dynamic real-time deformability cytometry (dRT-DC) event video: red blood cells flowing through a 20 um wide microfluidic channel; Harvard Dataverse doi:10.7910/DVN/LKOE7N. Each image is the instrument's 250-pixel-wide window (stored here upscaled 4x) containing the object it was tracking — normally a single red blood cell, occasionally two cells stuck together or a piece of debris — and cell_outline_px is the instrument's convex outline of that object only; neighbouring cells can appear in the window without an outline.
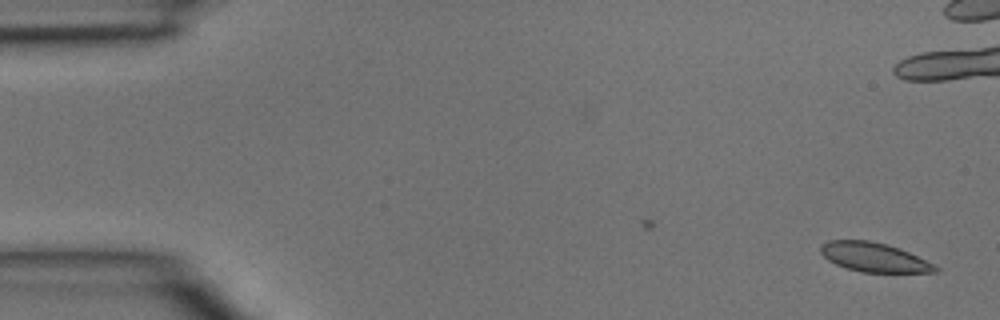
{"species": "common noctule bat (a hibernating species)", "species_latin": "Nyctalus noctula", "temperature_condition": "room temperature", "stored_images_in_passage": 2, "camera_frame_rate_fps": 3000, "um_per_image_px": 0.085, "animal": {"sex": "male", "body_mass_g": 15.6}, "frame": {"image": 1, "passage_image": 2, "time_ms": 0.333, "image_size_px": [1000, 320], "cell_outline_px": [[940, 268], [936, 272], [860, 272], [836, 264], [828, 260], [820, 252], [820, 244], [828, 240], [868, 240], [888, 244], [900, 248], [936, 264]], "centroid_in_image_um": [74.31, 21.85], "position_along_channel_um": 10.7, "area_um2": 19.65}}